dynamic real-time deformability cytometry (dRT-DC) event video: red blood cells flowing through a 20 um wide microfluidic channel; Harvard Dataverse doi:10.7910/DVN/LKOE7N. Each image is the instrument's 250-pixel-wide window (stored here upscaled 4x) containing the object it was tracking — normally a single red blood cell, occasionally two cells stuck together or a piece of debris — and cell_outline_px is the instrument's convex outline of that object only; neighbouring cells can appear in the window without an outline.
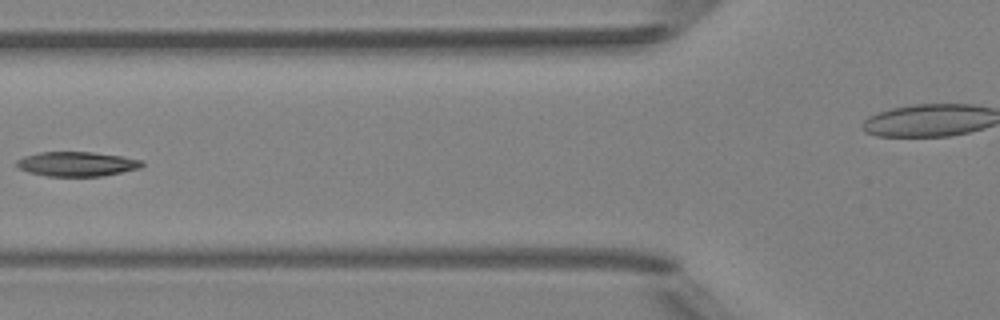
{"species": "Egyptian fruit bat (a non-hibernating species)", "species_latin": "Rousettus aegyptiacus", "temperature_condition": "room temperature", "stored_images_in_passage": 6, "camera_frame_rate_fps": 3000, "um_per_image_px": 0.085, "animal": {"sex": "female"}, "frame": {"image": 1, "passage_image": 4, "time_ms": 4.333, "image_size_px": [1000, 320], "cell_outline_px": [[144, 164], [140, 168], [100, 176], [48, 176], [28, 172], [16, 168], [16, 160], [24, 156], [40, 152], [92, 152], [124, 156], [144, 160]], "centroid_in_image_um": [6.52, 13.93], "position_along_channel_um": 119.3, "area_um2": 18.03}}
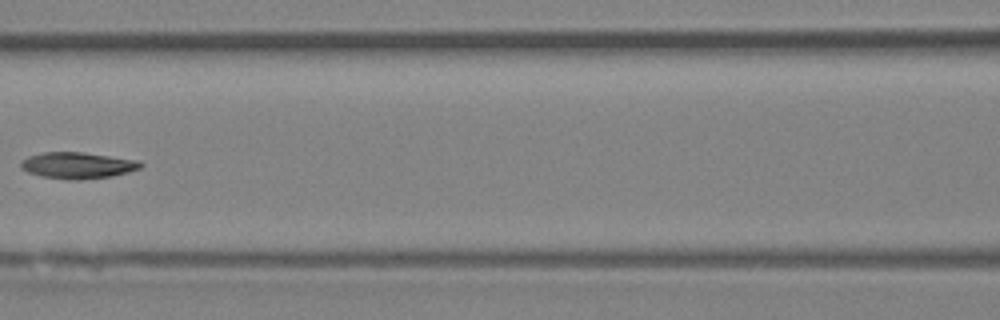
{"frame": {"image": 2, "passage_image": 5, "time_ms": 5.333, "image_size_px": [1000, 320], "cell_outline_px": [[144, 164], [140, 168], [128, 172], [112, 176], [76, 180], [68, 180], [44, 176], [28, 172], [20, 168], [20, 160], [28, 156], [44, 152], [84, 152], [140, 160]], "centroid_in_image_um": [6.61, 14.04], "position_along_channel_um": 160.0, "area_um2": 18.5}}
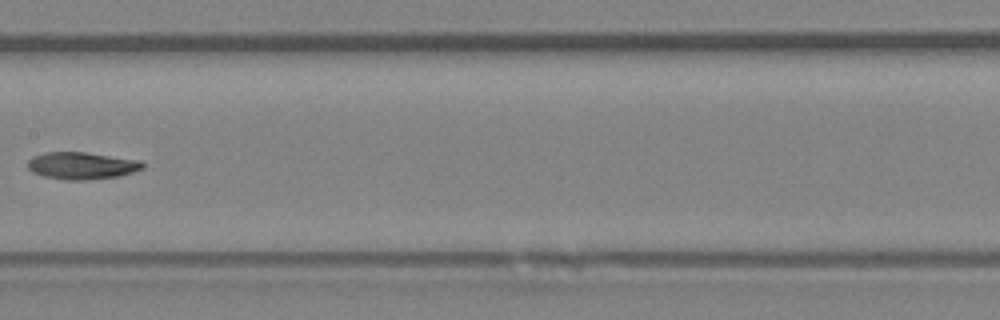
{"frame": {"image": 3, "passage_image": 6, "time_ms": 6.333, "image_size_px": [1000, 320], "cell_outline_px": [[144, 168], [132, 172], [116, 176], [88, 180], [68, 180], [44, 176], [32, 172], [28, 168], [28, 160], [32, 156], [44, 152], [84, 152], [140, 160], [144, 164]], "centroid_in_image_um": [6.92, 14.07], "position_along_channel_um": 200.5, "area_um2": 18.09}}